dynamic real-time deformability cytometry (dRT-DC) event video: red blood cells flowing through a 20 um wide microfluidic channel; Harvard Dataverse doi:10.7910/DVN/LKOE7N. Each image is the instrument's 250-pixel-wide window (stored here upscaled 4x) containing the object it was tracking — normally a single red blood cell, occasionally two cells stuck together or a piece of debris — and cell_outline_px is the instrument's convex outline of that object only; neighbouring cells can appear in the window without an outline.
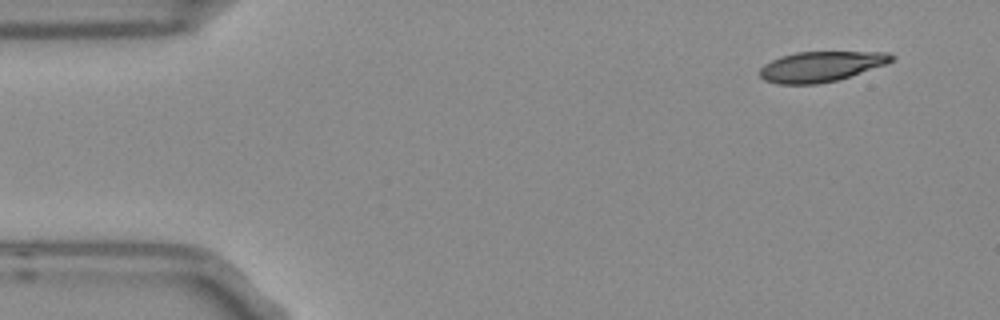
{"species": "Egyptian fruit bat (a non-hibernating species)", "species_latin": "Rousettus aegyptiacus", "temperature_condition": "room temperature", "stored_images_in_passage": 3, "camera_frame_rate_fps": 3000, "um_per_image_px": 0.085, "frame": {"image": 1, "passage_image": 1, "time_ms": 0.0, "image_size_px": [1000, 320], "cell_outline_px": [[896, 56], [892, 60], [884, 64], [836, 80], [816, 84], [780, 84], [764, 80], [760, 76], [760, 68], [764, 64], [780, 56], [796, 52], [888, 52]], "centroid_in_image_um": [69.73, 5.64], "position_along_channel_um": 15.3, "area_um2": 22.89}}